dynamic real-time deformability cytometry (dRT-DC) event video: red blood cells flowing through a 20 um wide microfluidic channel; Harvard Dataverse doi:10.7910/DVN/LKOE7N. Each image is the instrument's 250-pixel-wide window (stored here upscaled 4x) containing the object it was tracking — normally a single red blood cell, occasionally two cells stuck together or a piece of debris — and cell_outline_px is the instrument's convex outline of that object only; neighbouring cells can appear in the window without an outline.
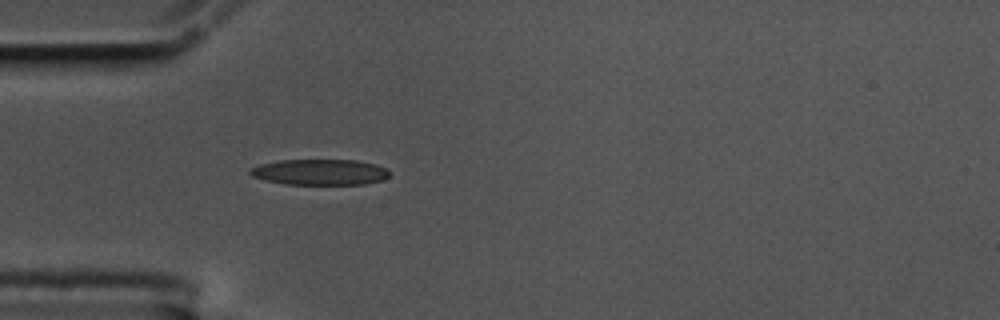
{"species": "common noctule bat (a hibernating species)", "species_latin": "Nyctalus noctula", "temperature_condition": "cold", "stored_images_in_passage": 42, "camera_frame_rate_fps": 3000, "um_per_image_px": 0.085, "animal": {"sex": "male", "body_mass_g": 17.5, "forearm_length_mm": 52.3}, "frame": {"image": 1, "passage_image": 1, "time_ms": 0.0, "image_size_px": [1000, 320], "cell_outline_px": [[388, 176], [384, 180], [364, 184], [284, 184], [264, 180], [252, 176], [248, 172], [252, 168], [260, 164], [280, 160], [356, 160], [376, 164], [388, 168]], "centroid_in_image_um": [27.21, 14.63], "position_along_channel_um": 57.8, "area_um2": 20.98}}
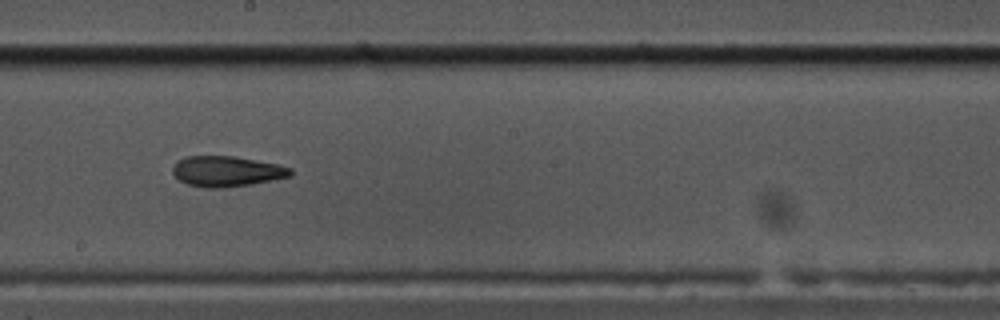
{"frame": {"image": 2, "passage_image": 16, "time_ms": 5.0, "image_size_px": [1000, 320], "cell_outline_px": [[292, 176], [252, 184], [220, 188], [204, 188], [188, 184], [180, 180], [172, 172], [172, 168], [176, 160], [184, 156], [232, 156], [276, 164], [292, 168]], "centroid_in_image_um": [19.24, 14.56], "position_along_channel_um": 229.0, "area_um2": 20.92}}
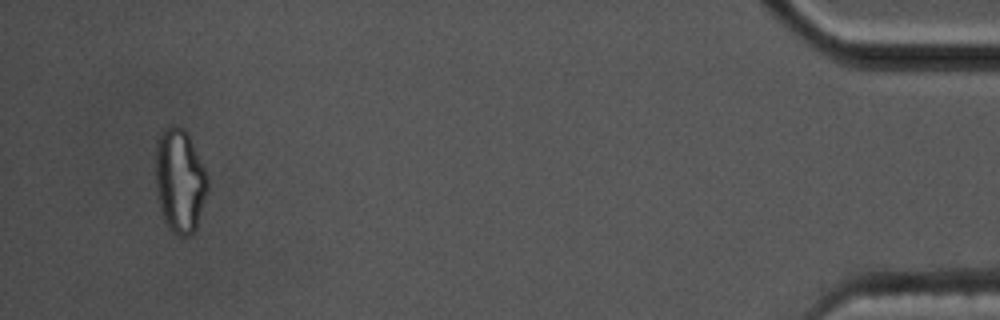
{"frame": {"image": 3, "passage_image": 39, "time_ms": 12.667, "image_size_px": [1000, 320], "cell_outline_px": [[208, 192], [196, 232], [188, 236], [180, 236], [172, 232], [168, 228], [164, 220], [160, 208], [156, 192], [156, 140], [160, 132], [168, 124], [180, 124], [188, 132], [208, 176]], "centroid_in_image_um": [15.29, 15.34], "position_along_channel_um": 419.9, "area_um2": 32.43}, "authors_computed_cell_mechanics": {"area_um2": 21.3282, "velocity_mm_per_s": 3.4898, "shape_relaxation_time_tau1_ms": 7.3702, "shape_relaxation_time_tau2_ms": 9.3871, "deformation_change_tau1": 0.1882, "deformation_change_tau2": 0.2214}}